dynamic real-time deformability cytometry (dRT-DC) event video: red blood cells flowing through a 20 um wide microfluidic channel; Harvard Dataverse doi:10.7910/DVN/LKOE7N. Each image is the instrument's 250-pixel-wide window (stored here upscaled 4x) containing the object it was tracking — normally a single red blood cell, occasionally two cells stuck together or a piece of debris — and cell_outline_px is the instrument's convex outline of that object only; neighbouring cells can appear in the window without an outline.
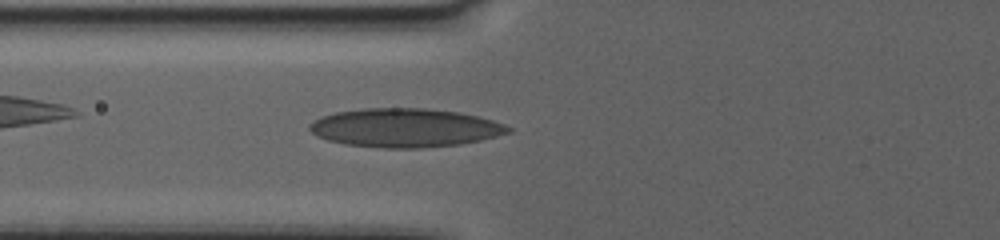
{"species": "human", "species_latin": "Homo sapiens", "temperature_condition": "warm", "stored_images_in_passage": 67, "camera_frame_rate_fps": 3000, "um_per_image_px": 0.085, "donor": {"sex": "female"}, "frame": {"image": 1, "passage_image": 31, "time_ms": 10.0, "image_size_px": [1000, 240], "cell_outline_px": [[512, 132], [480, 140], [460, 144], [424, 148], [384, 148], [344, 144], [328, 140], [316, 136], [308, 128], [316, 120], [324, 116], [336, 112], [368, 108], [420, 108], [456, 112], [476, 116], [492, 120], [504, 124], [512, 128]], "centroid_in_image_um": [34.44, 10.87], "position_along_channel_um": 91.4, "area_um2": 44.45}}
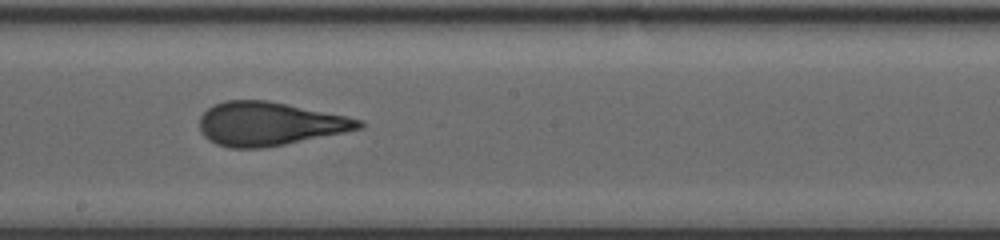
{"frame": {"image": 2, "passage_image": 43, "time_ms": 14.0, "image_size_px": [1000, 240], "cell_outline_px": [[364, 124], [360, 128], [344, 132], [264, 148], [228, 148], [216, 144], [208, 140], [200, 132], [200, 116], [208, 108], [216, 104], [228, 100], [268, 100], [364, 120]], "centroid_in_image_um": [22.85, 10.53], "position_along_channel_um": 225.3, "area_um2": 40.17}}
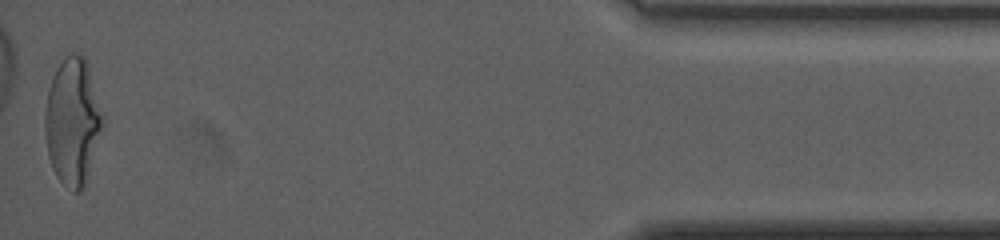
{"frame": {"image": 3, "passage_image": 67, "time_ms": 22.0, "image_size_px": [1000, 240], "cell_outline_px": [[104, 124], [88, 180], [80, 192], [72, 192], [56, 176], [52, 168], [48, 156], [44, 128], [44, 116], [48, 88], [52, 76], [56, 68], [72, 52], [84, 56], [88, 64], [104, 116]], "centroid_in_image_um": [6.19, 10.37], "position_along_channel_um": 429.0, "area_um2": 43.29}, "authors_computed_cell_mechanics": {"area_um2": 39.4196, "velocity_mm_per_s": 3.332, "shape_relaxation_time_tau1_ms": 10.0858, "shape_relaxation_time_tau2_ms": 1.1106, "deformation_change_tau1": 0.2987, "deformation_change_tau2": 0.0951}}